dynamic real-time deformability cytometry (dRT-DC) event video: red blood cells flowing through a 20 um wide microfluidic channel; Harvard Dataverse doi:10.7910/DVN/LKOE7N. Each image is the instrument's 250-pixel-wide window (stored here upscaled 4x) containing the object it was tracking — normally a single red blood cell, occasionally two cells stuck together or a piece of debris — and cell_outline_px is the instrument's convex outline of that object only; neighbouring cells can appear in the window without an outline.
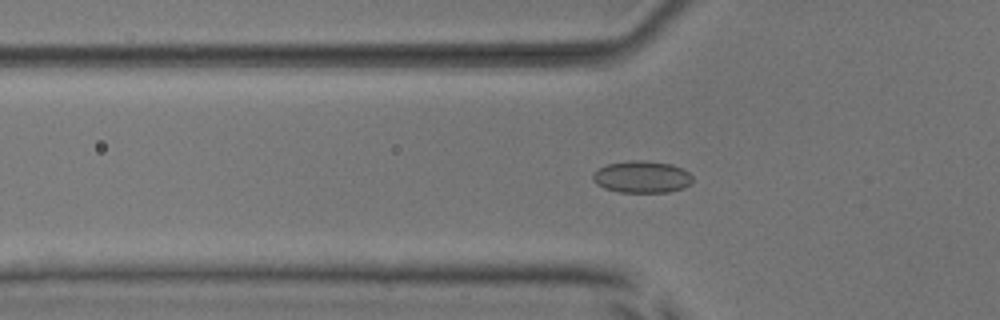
{"species": "common noctule bat (a hibernating species)", "species_latin": "Nyctalus noctula", "temperature_condition": "room temperature", "stored_images_in_passage": 39, "camera_frame_rate_fps": 3000, "um_per_image_px": 0.085, "animal": {"sex": "male", "body_mass_g": 17.9, "forearm_length_mm": 54.2}, "frame": {"image": 1, "passage_image": 4, "time_ms": 1.0, "image_size_px": [1000, 320], "cell_outline_px": [[692, 184], [684, 188], [668, 192], [620, 192], [604, 188], [596, 184], [592, 180], [592, 176], [600, 168], [608, 164], [628, 160], [644, 160], [672, 164], [688, 172], [692, 176]], "centroid_in_image_um": [54.57, 15.04], "position_along_channel_um": 71.2, "area_um2": 18.61}}
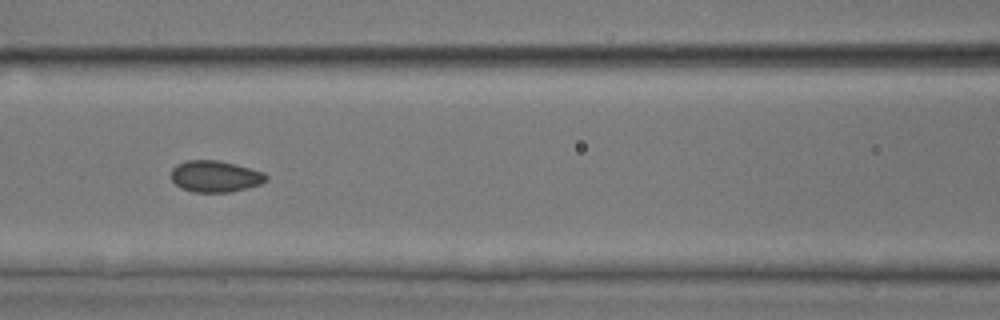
{"frame": {"image": 2, "passage_image": 10, "time_ms": 3.0, "image_size_px": [1000, 320], "cell_outline_px": [[268, 180], [260, 184], [228, 192], [192, 192], [180, 188], [172, 180], [172, 168], [176, 164], [188, 160], [216, 160], [236, 164], [264, 172], [268, 176]], "centroid_in_image_um": [18.29, 14.98], "position_along_channel_um": 148.3, "area_um2": 17.4}}
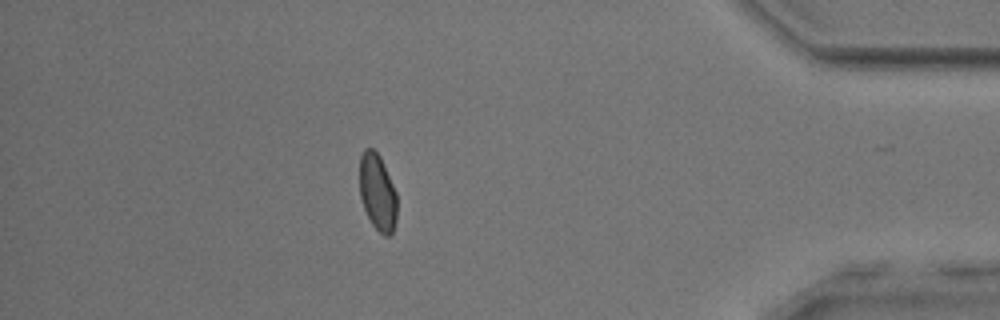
{"frame": {"image": 3, "passage_image": 33, "time_ms": 10.667, "image_size_px": [1000, 320], "cell_outline_px": [[396, 220], [392, 232], [388, 236], [384, 236], [372, 224], [364, 208], [360, 196], [360, 156], [364, 148], [372, 148], [380, 156], [396, 192]], "centroid_in_image_um": [32.08, 16.33], "position_along_channel_um": 403.1, "area_um2": 16.53}}